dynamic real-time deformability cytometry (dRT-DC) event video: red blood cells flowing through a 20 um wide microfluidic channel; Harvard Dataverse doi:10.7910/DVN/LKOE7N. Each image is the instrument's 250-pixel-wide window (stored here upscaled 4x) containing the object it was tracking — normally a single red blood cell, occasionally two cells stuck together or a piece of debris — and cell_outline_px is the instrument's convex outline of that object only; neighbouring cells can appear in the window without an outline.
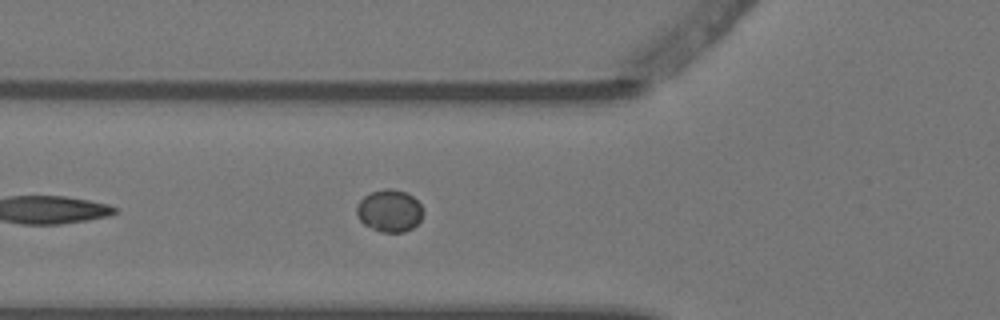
{"species": "Egyptian fruit bat (a non-hibernating species)", "species_latin": "Rousettus aegyptiacus", "temperature_condition": "warm", "stored_images_in_passage": 4, "camera_frame_rate_fps": 3000, "um_per_image_px": 0.085, "animal": {"sex": "female"}, "frame": {"image": 1, "passage_image": 4, "time_ms": 1.0, "image_size_px": [1000, 320], "cell_outline_px": [[424, 212], [420, 220], [412, 228], [404, 232], [380, 232], [364, 224], [360, 220], [356, 212], [356, 204], [364, 196], [372, 192], [384, 188], [392, 188], [404, 192], [412, 196], [420, 204]], "centroid_in_image_um": [33.09, 17.91], "position_along_channel_um": 92.7, "area_um2": 16.36}}